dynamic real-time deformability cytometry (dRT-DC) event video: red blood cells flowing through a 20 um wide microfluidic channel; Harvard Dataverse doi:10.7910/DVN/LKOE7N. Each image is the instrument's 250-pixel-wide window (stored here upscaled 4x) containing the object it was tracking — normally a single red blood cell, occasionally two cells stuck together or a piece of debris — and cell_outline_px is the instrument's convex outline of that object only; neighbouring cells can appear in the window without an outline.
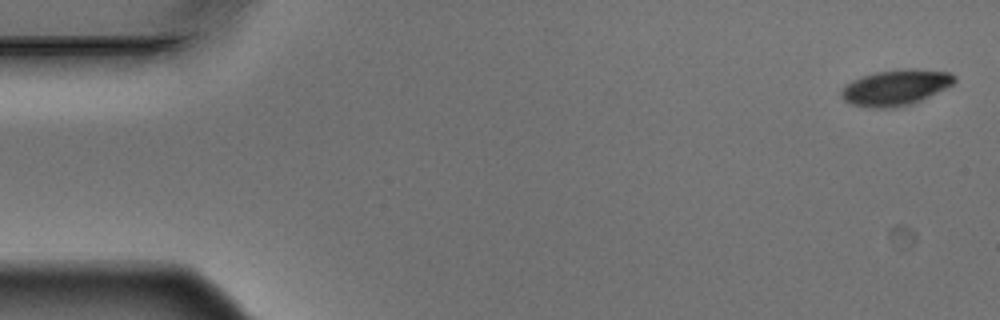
{"species": "Egyptian fruit bat (a non-hibernating species)", "species_latin": "Rousettus aegyptiacus", "temperature_condition": "warm", "stored_images_in_passage": 10, "camera_frame_rate_fps": 3000, "um_per_image_px": 0.085, "animal": {"sex": "male"}, "frame": {"image": 1, "passage_image": 1, "time_ms": 0.0, "image_size_px": [1000, 320], "cell_outline_px": [[956, 80], [952, 84], [920, 100], [900, 108], [868, 108], [852, 104], [844, 100], [840, 96], [840, 92], [852, 80], [876, 72], [912, 68], [948, 72], [956, 76]], "centroid_in_image_um": [76.11, 7.45], "position_along_channel_um": 8.9, "area_um2": 23.29}}
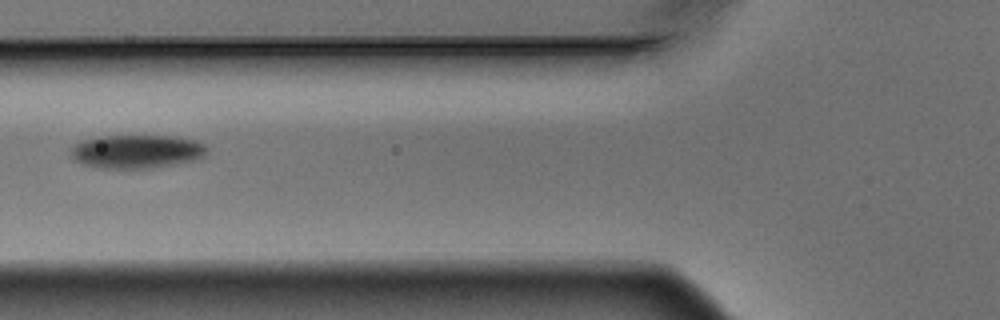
{"frame": {"image": 2, "passage_image": 6, "time_ms": 1.667, "image_size_px": [1000, 320], "cell_outline_px": [[208, 152], [204, 156], [192, 160], [176, 164], [148, 168], [104, 168], [84, 164], [76, 160], [72, 156], [72, 148], [80, 140], [100, 136], [176, 136], [196, 140], [204, 144], [208, 148]], "centroid_in_image_um": [11.66, 12.86], "position_along_channel_um": 114.1, "area_um2": 26.47}}
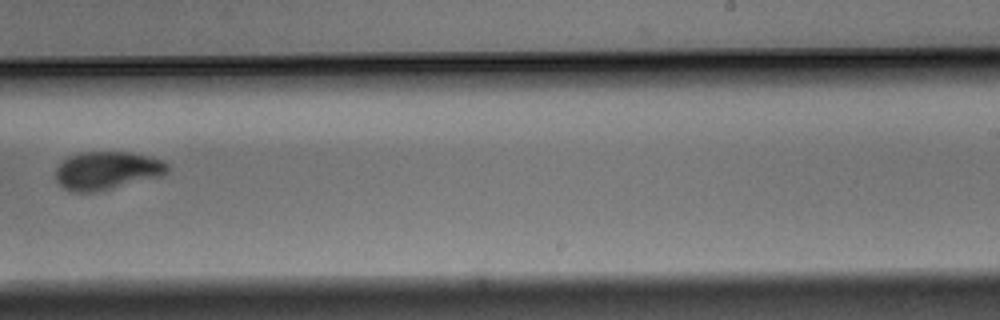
{"frame": {"image": 3, "passage_image": 10, "time_ms": 3.0, "image_size_px": [1000, 320], "cell_outline_px": [[168, 172], [160, 176], [96, 192], [72, 192], [64, 188], [56, 180], [56, 168], [68, 156], [80, 152], [132, 152], [164, 160], [168, 164]], "centroid_in_image_um": [9.09, 14.49], "position_along_channel_um": 279.9, "area_um2": 24.8}}